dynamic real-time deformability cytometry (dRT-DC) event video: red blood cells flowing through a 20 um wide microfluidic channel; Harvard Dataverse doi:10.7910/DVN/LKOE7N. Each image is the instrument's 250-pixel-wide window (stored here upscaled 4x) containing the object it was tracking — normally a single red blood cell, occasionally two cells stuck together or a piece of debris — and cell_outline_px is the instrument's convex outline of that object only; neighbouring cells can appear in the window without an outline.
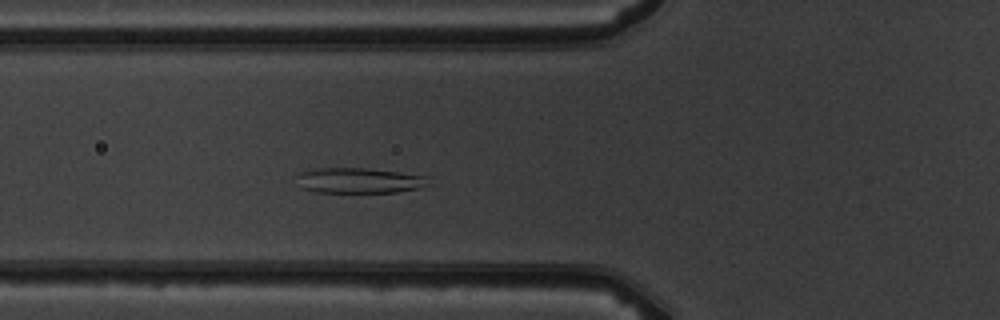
{"species": "common noctule bat (a hibernating species)", "species_latin": "Nyctalus noctula", "temperature_condition": "warm", "stored_images_in_passage": 2, "camera_frame_rate_fps": 3000, "um_per_image_px": 0.085, "animal": {"sex": "male", "body_mass_g": 19.5, "forearm_length_mm": 54.6}, "frame": {"image": 1, "passage_image": 2, "time_ms": 1.0, "image_size_px": [1000, 320], "cell_outline_px": [[432, 176], [428, 184], [416, 188], [396, 192], [316, 192], [304, 188], [300, 176], [300, 172], [320, 168], [368, 168]], "centroid_in_image_um": [30.66, 15.33], "position_along_channel_um": 95.1, "area_um2": 19.13}}